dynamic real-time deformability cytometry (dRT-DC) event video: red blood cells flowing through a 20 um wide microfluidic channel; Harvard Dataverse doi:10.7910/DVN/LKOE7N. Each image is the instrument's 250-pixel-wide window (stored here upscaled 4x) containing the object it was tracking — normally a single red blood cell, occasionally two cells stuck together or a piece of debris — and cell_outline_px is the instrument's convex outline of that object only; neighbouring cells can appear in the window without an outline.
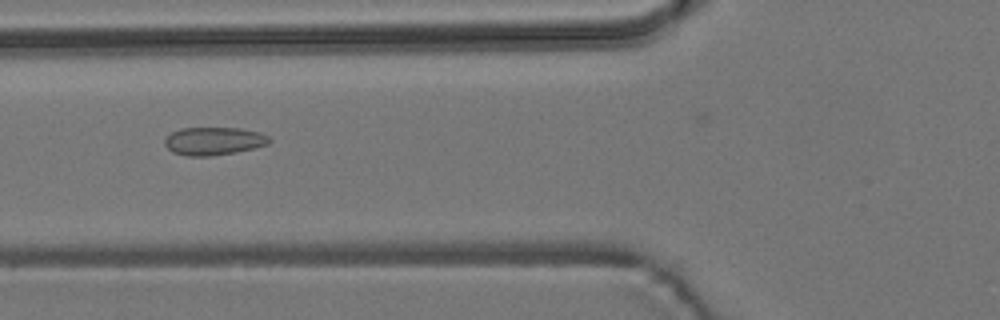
{"species": "common noctule bat (a hibernating species)", "species_latin": "Nyctalus noctula", "temperature_condition": "room temperature", "stored_images_in_passage": 8, "camera_frame_rate_fps": 3000, "um_per_image_px": 0.085, "animal": {"sex": "male", "body_mass_g": 19.2, "forearm_length_mm": 51.8}, "frame": {"image": 1, "passage_image": 6, "time_ms": 6.0, "image_size_px": [1000, 320], "cell_outline_px": [[272, 140], [268, 144], [236, 152], [208, 156], [188, 156], [172, 152], [164, 144], [164, 140], [172, 132], [180, 128], [240, 128], [260, 132], [268, 136]], "centroid_in_image_um": [18.17, 11.98], "position_along_channel_um": 107.6, "area_um2": 16.99}}
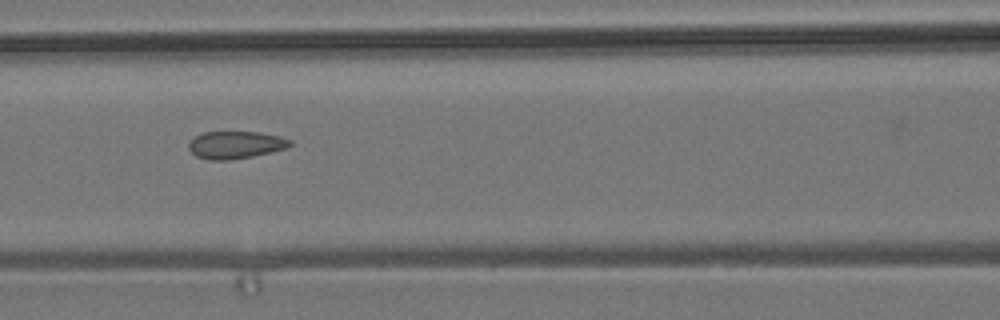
{"frame": {"image": 2, "passage_image": 7, "time_ms": 7.0, "image_size_px": [1000, 320], "cell_outline_px": [[292, 144], [284, 148], [252, 156], [228, 160], [208, 160], [196, 156], [188, 148], [188, 144], [196, 136], [204, 132], [260, 132], [280, 136], [292, 140]], "centroid_in_image_um": [20.01, 12.31], "position_along_channel_um": 146.6, "area_um2": 16.01}}
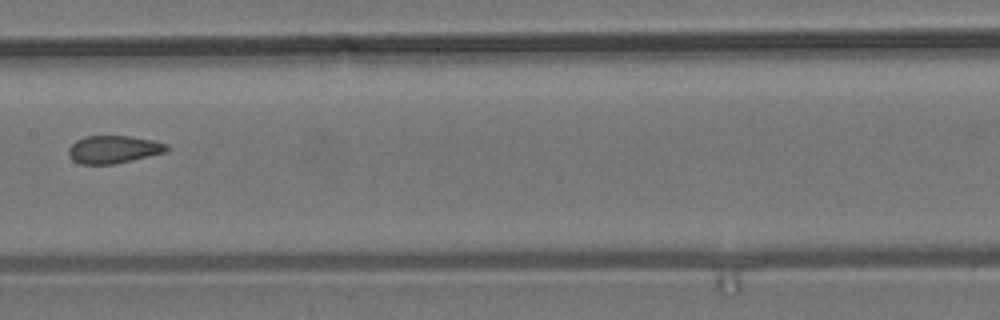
{"frame": {"image": 3, "passage_image": 8, "time_ms": 8.333, "image_size_px": [1000, 320], "cell_outline_px": [[168, 148], [164, 152], [148, 156], [112, 164], [80, 164], [72, 160], [68, 156], [68, 148], [76, 140], [84, 136], [128, 136], [152, 140], [168, 144]], "centroid_in_image_um": [9.59, 12.69], "position_along_channel_um": 197.8, "area_um2": 15.72}}